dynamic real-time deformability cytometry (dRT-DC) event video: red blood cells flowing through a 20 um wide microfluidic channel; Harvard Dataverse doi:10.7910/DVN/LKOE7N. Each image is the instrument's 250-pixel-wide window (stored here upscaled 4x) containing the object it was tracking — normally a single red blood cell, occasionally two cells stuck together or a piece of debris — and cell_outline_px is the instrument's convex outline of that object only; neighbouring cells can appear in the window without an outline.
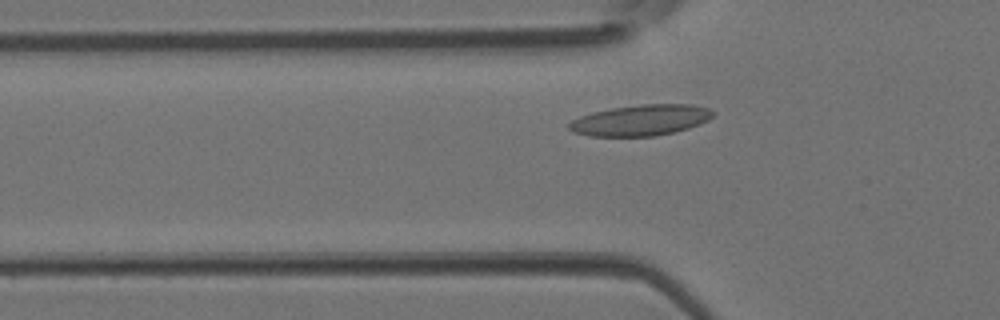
{"species": "Egyptian fruit bat (a non-hibernating species)", "species_latin": "Rousettus aegyptiacus", "temperature_condition": "room temperature", "stored_images_in_passage": 38, "camera_frame_rate_fps": 3000, "um_per_image_px": 0.085, "animal": {"sex": "female"}, "frame": {"image": 1, "passage_image": 8, "time_ms": 2.333, "image_size_px": [1000, 320], "cell_outline_px": [[716, 112], [708, 120], [700, 124], [688, 128], [672, 132], [652, 136], [588, 136], [572, 132], [568, 128], [568, 124], [572, 120], [580, 116], [612, 108], [640, 104], [692, 104], [708, 108]], "centroid_in_image_um": [54.46, 10.21], "position_along_channel_um": 71.3, "area_um2": 25.84}}
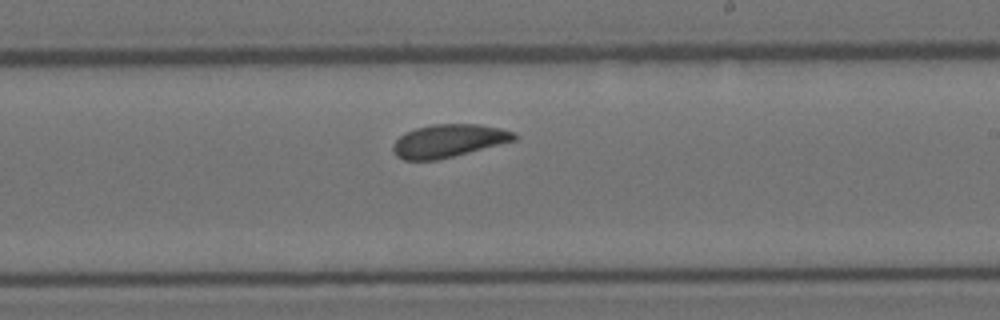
{"frame": {"image": 2, "passage_image": 20, "time_ms": 6.333, "image_size_px": [1000, 320], "cell_outline_px": [[516, 140], [440, 160], [404, 160], [396, 156], [392, 148], [392, 144], [404, 132], [416, 128], [432, 124], [480, 124], [500, 128], [512, 132], [516, 136]], "centroid_in_image_um": [38.09, 11.97], "position_along_channel_um": 250.9, "area_um2": 23.35}}
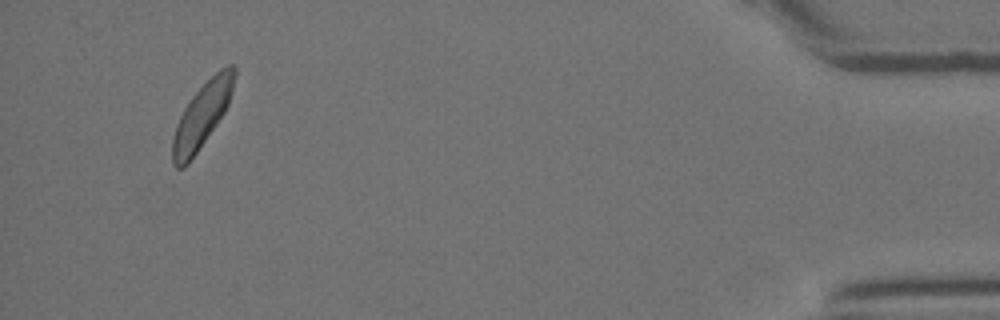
{"frame": {"image": 3, "passage_image": 36, "time_ms": 11.667, "image_size_px": [1000, 320], "cell_outline_px": [[236, 76], [232, 92], [228, 104], [224, 112], [216, 124], [188, 164], [184, 168], [176, 168], [172, 164], [172, 140], [176, 124], [184, 108], [192, 96], [220, 68], [228, 64], [232, 64], [236, 68]], "centroid_in_image_um": [17.16, 9.8], "position_along_channel_um": 418.0, "area_um2": 23.06}}